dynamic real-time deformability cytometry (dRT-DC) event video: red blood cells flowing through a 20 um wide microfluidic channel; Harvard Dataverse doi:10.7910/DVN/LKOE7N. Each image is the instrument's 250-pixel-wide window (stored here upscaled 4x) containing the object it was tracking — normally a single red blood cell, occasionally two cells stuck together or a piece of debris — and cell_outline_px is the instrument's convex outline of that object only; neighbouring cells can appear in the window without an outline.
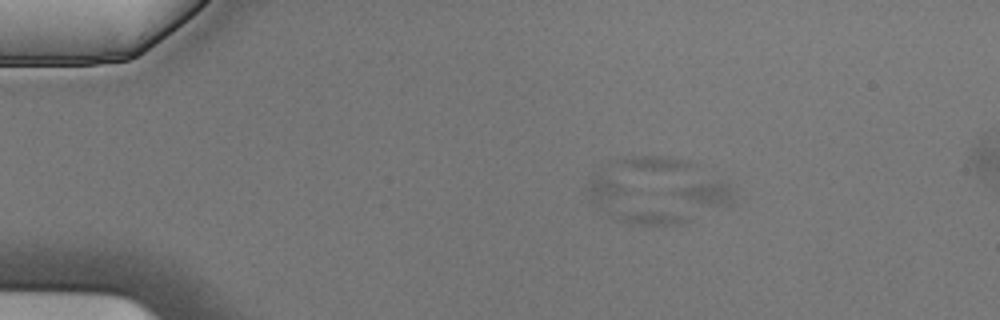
{"species": "Egyptian fruit bat (a non-hibernating species)", "species_latin": "Rousettus aegyptiacus", "temperature_condition": "cold", "stored_images_in_passage": 5, "camera_frame_rate_fps": 3000, "um_per_image_px": 0.085, "animal": {"sex": "male"}, "frame": {"image": 1, "passage_image": 2, "time_ms": 0.333, "image_size_px": [1000, 320], "cell_outline_px": [[692, 220], [688, 224], [628, 224], [616, 220], [608, 216], [588, 196], [588, 184], [592, 180], [608, 180], [620, 184]], "centroid_in_image_um": [53.63, 17.45], "position_along_channel_um": 31.4, "area_um2": 18.21}}